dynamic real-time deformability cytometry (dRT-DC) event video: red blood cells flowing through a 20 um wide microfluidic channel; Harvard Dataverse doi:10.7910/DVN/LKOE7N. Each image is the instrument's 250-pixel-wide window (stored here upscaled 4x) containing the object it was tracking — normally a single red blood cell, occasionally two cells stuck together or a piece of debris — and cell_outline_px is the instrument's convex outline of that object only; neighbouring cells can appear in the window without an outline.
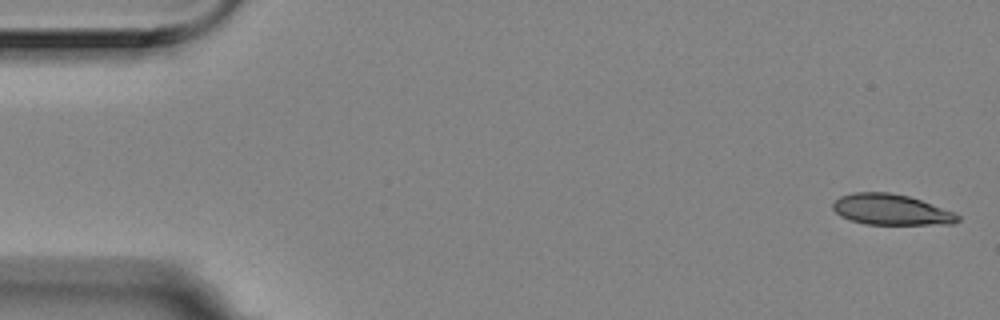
{"species": "Egyptian fruit bat (a non-hibernating species)", "species_latin": "Rousettus aegyptiacus", "temperature_condition": "room temperature", "stored_images_in_passage": 15, "camera_frame_rate_fps": 3000, "um_per_image_px": 0.085, "animal": {"sex": "female"}, "frame": {"image": 1, "passage_image": 1, "time_ms": 0.0, "image_size_px": [1000, 320], "cell_outline_px": [[960, 220], [952, 224], [864, 224], [840, 216], [832, 208], [832, 204], [840, 196], [852, 192], [888, 192], [908, 196], [920, 200], [952, 212], [960, 216]], "centroid_in_image_um": [75.7, 17.82], "position_along_channel_um": 9.3, "area_um2": 22.14}}
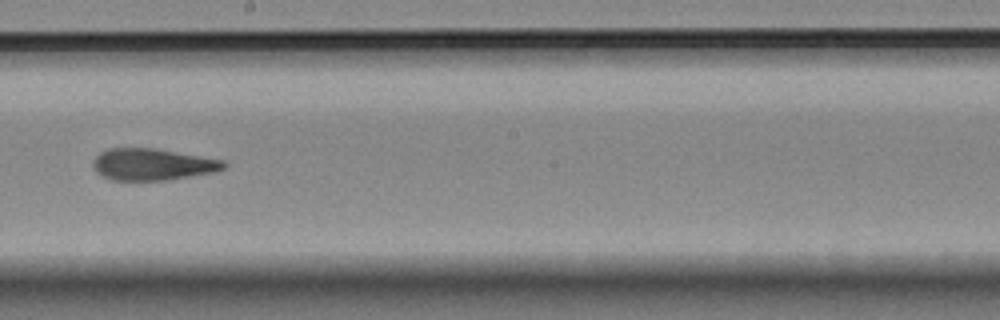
{"frame": {"image": 2, "passage_image": 9, "time_ms": 2.667, "image_size_px": [1000, 320], "cell_outline_px": [[228, 164], [224, 168], [216, 172], [164, 180], [112, 180], [100, 176], [96, 172], [92, 164], [96, 156], [100, 152], [108, 148], [152, 148], [224, 160]], "centroid_in_image_um": [12.94, 13.98], "position_along_channel_um": 235.3, "area_um2": 24.1}}
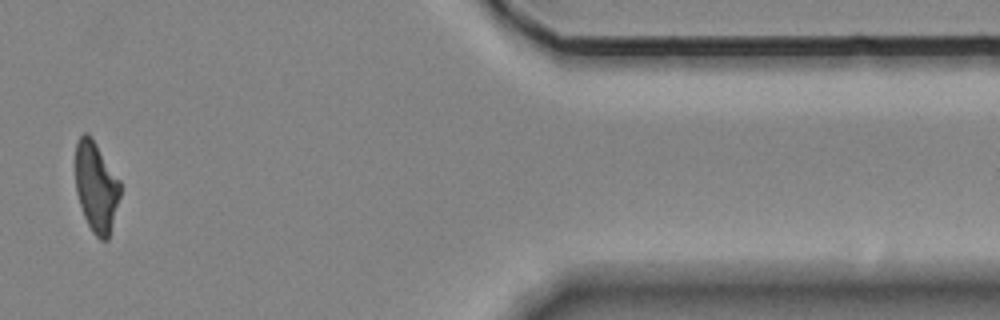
{"frame": {"image": 3, "passage_image": 14, "time_ms": 4.333, "image_size_px": [1000, 320], "cell_outline_px": [[120, 196], [108, 240], [100, 240], [92, 232], [84, 216], [76, 192], [76, 140], [84, 132], [88, 132], [92, 136], [120, 180]], "centroid_in_image_um": [8.17, 15.85], "position_along_channel_um": 403.2, "area_um2": 23.64}}